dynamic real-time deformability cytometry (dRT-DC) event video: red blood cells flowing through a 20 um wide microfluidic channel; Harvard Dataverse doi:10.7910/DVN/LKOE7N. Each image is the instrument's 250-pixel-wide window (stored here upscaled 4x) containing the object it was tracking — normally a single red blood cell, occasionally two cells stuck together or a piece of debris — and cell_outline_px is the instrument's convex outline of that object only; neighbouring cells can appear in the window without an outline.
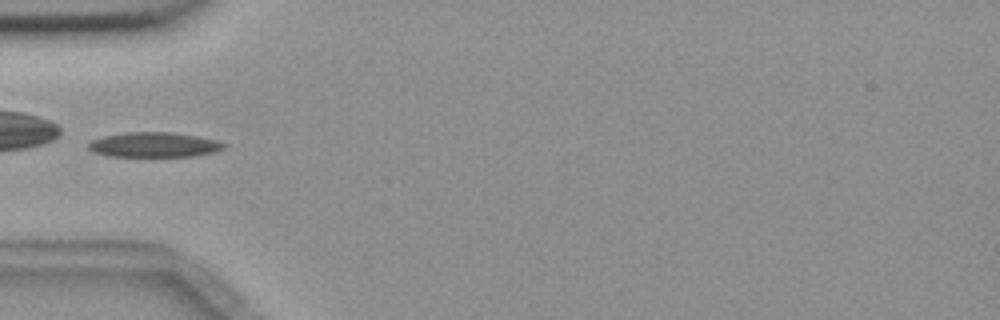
{"species": "common noctule bat (a hibernating species)", "species_latin": "Nyctalus noctula", "temperature_condition": "room temperature", "stored_images_in_passage": 5, "camera_frame_rate_fps": 3000, "um_per_image_px": 0.085, "animal": {"sex": "female", "body_mass_g": 18.4}, "frame": {"image": 1, "passage_image": 3, "time_ms": 3.333, "image_size_px": [1000, 320], "cell_outline_px": [[224, 148], [212, 152], [192, 156], [112, 156], [96, 152], [88, 148], [88, 144], [92, 140], [104, 136], [128, 132], [172, 132], [196, 136], [212, 140], [224, 144]], "centroid_in_image_um": [13.06, 12.3], "position_along_channel_um": 71.9, "area_um2": 19.13}}
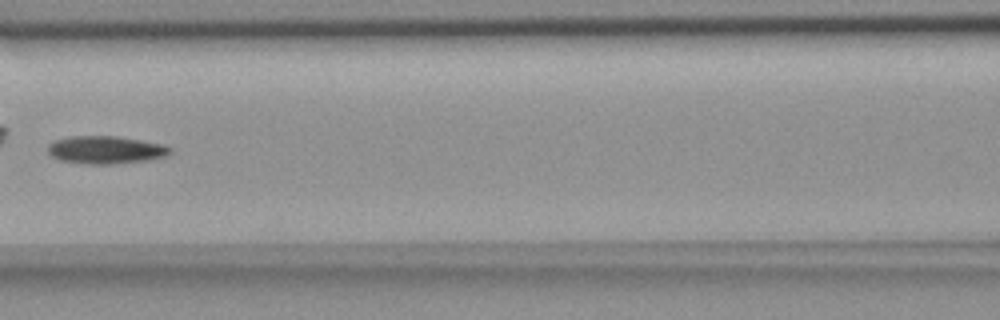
{"frame": {"image": 2, "passage_image": 5, "time_ms": 5.667, "image_size_px": [1000, 320], "cell_outline_px": [[172, 152], [164, 156], [148, 160], [108, 164], [92, 164], [60, 160], [52, 156], [48, 152], [48, 144], [56, 140], [72, 136], [116, 136], [140, 140], [160, 144], [172, 148]], "centroid_in_image_um": [8.97, 12.73], "position_along_channel_um": 157.6, "area_um2": 19.48}}